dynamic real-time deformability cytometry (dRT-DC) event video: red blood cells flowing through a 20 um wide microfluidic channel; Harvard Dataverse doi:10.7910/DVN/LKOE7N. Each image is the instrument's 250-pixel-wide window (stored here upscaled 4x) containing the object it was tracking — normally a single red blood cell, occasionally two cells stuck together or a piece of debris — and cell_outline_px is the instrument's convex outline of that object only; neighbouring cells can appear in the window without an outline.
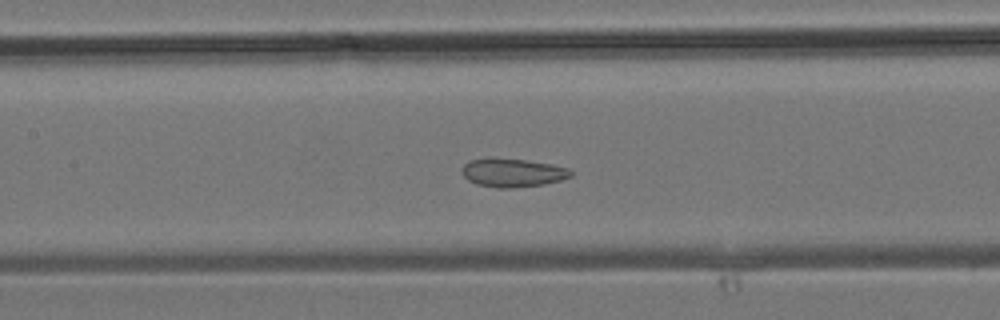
{"species": "common noctule bat (a hibernating species)", "species_latin": "Nyctalus noctula", "temperature_condition": "room temperature", "stored_images_in_passage": 37, "segment_of_instrument_passage": [1, 2], "camera_frame_rate_fps": 3000, "um_per_image_px": 0.085, "animal": {"sex": "male", "body_mass_g": 19.2, "forearm_length_mm": 51.8}, "frame": {"image": 1, "passage_image": 16, "time_ms": 5.0, "image_size_px": [1000, 320], "cell_outline_px": [[572, 176], [560, 180], [544, 184], [512, 188], [500, 188], [476, 184], [468, 180], [460, 172], [460, 168], [468, 160], [488, 156], [492, 156], [524, 160], [552, 164], [568, 168], [572, 172]], "centroid_in_image_um": [43.5, 14.65], "position_along_channel_um": 163.9, "area_um2": 18.5}}
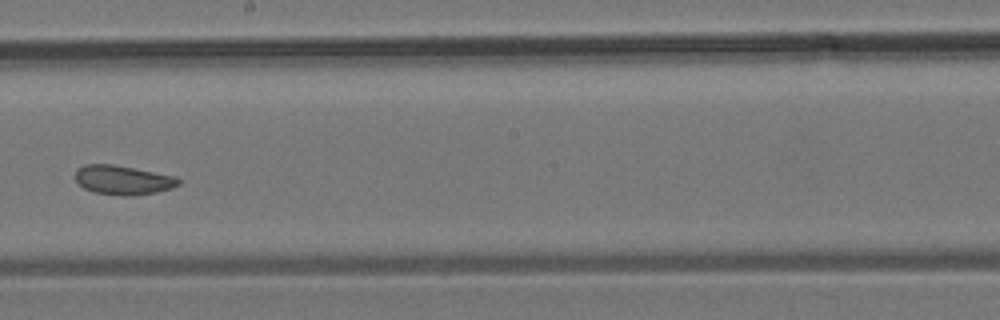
{"frame": {"image": 2, "passage_image": 20, "time_ms": 6.333, "image_size_px": [1000, 320], "cell_outline_px": [[180, 184], [172, 188], [156, 192], [132, 196], [124, 196], [96, 192], [84, 188], [76, 180], [76, 168], [84, 164], [116, 164], [176, 176], [180, 180]], "centroid_in_image_um": [10.47, 15.28], "position_along_channel_um": 237.7, "area_um2": 17.69}}
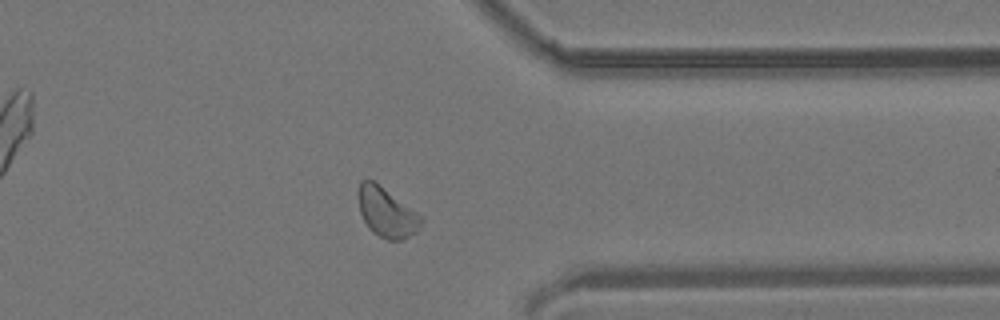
{"frame": {"image": 3, "passage_image": 28, "time_ms": 9.0, "image_size_px": [1000, 320], "cell_outline_px": [[424, 220], [420, 228], [416, 232], [404, 240], [388, 240], [372, 232], [368, 228], [360, 212], [360, 180], [372, 180], [424, 216]], "centroid_in_image_um": [32.93, 18.1], "position_along_channel_um": 378.5, "area_um2": 17.98}}